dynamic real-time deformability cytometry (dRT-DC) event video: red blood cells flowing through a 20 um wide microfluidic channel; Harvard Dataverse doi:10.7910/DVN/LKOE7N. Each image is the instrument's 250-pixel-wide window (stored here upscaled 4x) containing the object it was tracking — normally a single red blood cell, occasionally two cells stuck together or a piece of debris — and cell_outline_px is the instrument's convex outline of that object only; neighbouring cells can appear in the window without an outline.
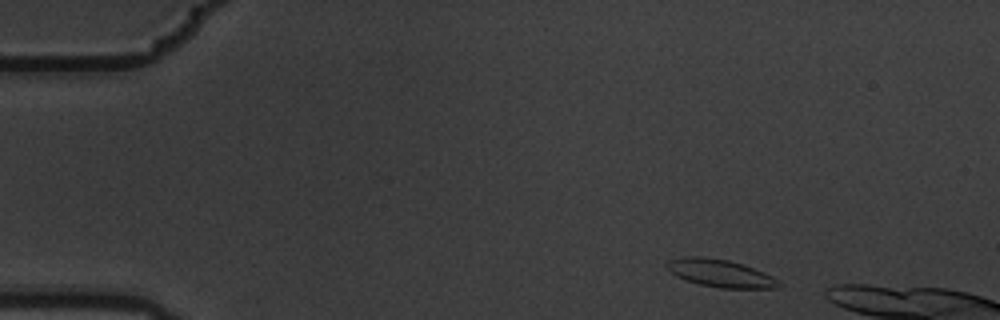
{"species": "common noctule bat (a hibernating species)", "species_latin": "Nyctalus noctula", "temperature_condition": "warm", "stored_images_in_passage": 4, "camera_frame_rate_fps": 3000, "um_per_image_px": 0.085, "animal": {"sex": "male", "body_mass_g": 19.5, "forearm_length_mm": 54.6}, "frame": {"image": 1, "passage_image": 1, "time_ms": 0.0, "image_size_px": [1000, 320], "cell_outline_px": [[784, 284], [776, 288], [720, 288], [700, 284], [676, 276], [664, 268], [664, 264], [668, 260], [684, 256], [700, 256], [728, 260], [764, 272], [772, 276]], "centroid_in_image_um": [61.19, 23.22], "position_along_channel_um": 23.8, "area_um2": 18.03}}